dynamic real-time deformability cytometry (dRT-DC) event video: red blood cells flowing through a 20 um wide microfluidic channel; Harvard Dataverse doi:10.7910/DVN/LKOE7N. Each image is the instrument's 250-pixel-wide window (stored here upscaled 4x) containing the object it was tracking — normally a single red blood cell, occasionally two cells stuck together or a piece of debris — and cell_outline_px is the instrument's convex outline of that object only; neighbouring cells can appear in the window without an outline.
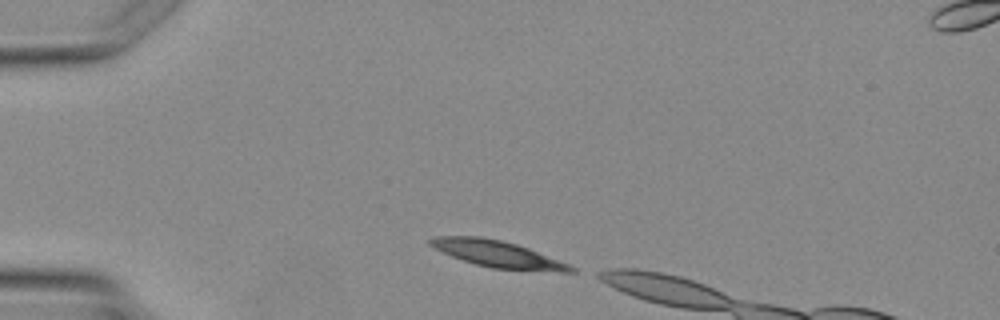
{"species": "Egyptian fruit bat (a non-hibernating species)", "species_latin": "Rousettus aegyptiacus", "temperature_condition": "warm", "stored_images_in_passage": 6, "camera_frame_rate_fps": 3000, "um_per_image_px": 0.085, "animal": {"sex": "female"}, "frame": {"image": 1, "passage_image": 1, "time_ms": 0.0, "image_size_px": [1000, 320], "cell_outline_px": [[576, 272], [560, 272], [492, 268], [476, 264], [452, 256], [432, 248], [428, 244], [428, 240], [436, 236], [480, 236], [500, 240], [516, 244], [528, 248], [568, 264], [576, 268]], "centroid_in_image_um": [42.27, 21.59], "position_along_channel_um": 42.7, "area_um2": 21.62}}
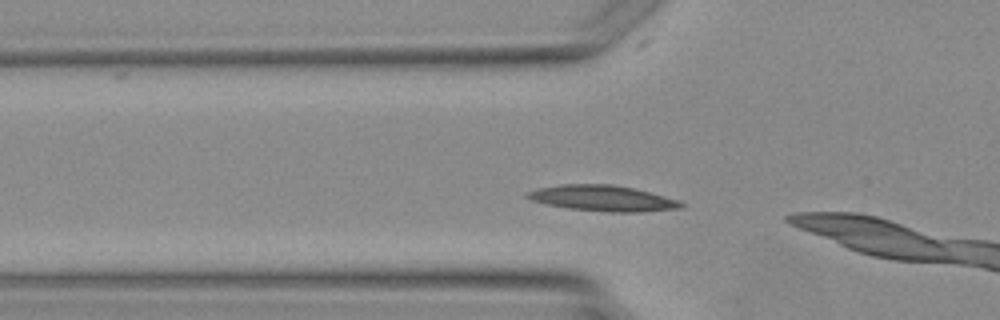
{"frame": {"image": 2, "passage_image": 4, "time_ms": 3.667, "image_size_px": [1000, 320], "cell_outline_px": [[684, 208], [640, 212], [608, 212], [568, 208], [548, 204], [532, 200], [524, 196], [524, 192], [540, 188], [560, 184], [612, 184], [636, 188], [680, 200], [684, 204]], "centroid_in_image_um": [51.27, 16.85], "position_along_channel_um": 74.5, "area_um2": 23.29}}